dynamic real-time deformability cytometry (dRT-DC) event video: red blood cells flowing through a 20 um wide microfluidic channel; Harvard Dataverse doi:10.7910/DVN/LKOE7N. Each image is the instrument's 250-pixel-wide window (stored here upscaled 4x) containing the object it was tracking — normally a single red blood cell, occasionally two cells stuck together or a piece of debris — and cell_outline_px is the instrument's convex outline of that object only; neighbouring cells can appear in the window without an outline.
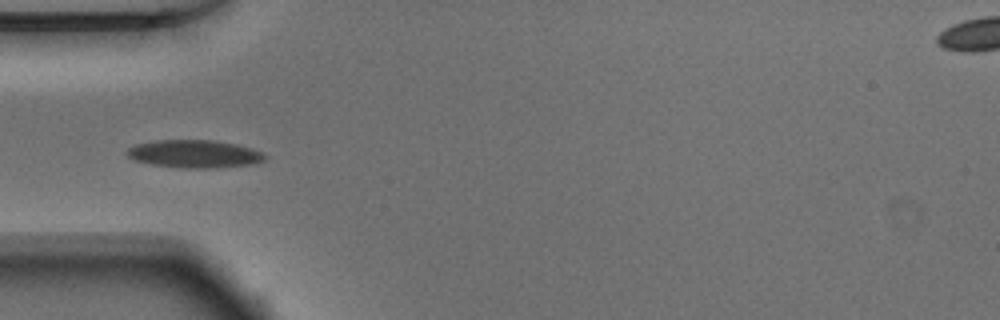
{"species": "Egyptian fruit bat (a non-hibernating species)", "species_latin": "Rousettus aegyptiacus", "temperature_condition": "warm", "stored_images_in_passage": 37, "camera_frame_rate_fps": 3000, "um_per_image_px": 0.085, "animal": {"sex": "male"}, "frame": {"image": 1, "passage_image": 1, "time_ms": 0.0, "image_size_px": [1000, 320], "cell_outline_px": [[268, 156], [264, 160], [252, 164], [216, 168], [180, 168], [152, 164], [132, 160], [124, 152], [128, 148], [136, 144], [156, 140], [212, 140], [236, 144], [252, 148]], "centroid_in_image_um": [16.5, 13.08], "position_along_channel_um": 68.5, "area_um2": 22.48}}
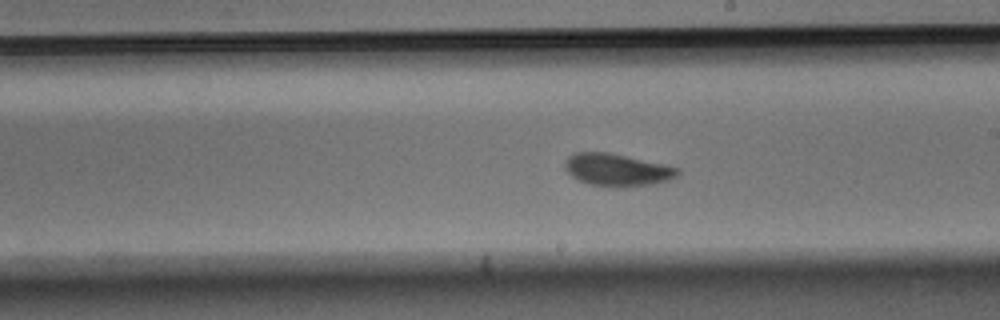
{"frame": {"image": 2, "passage_image": 14, "time_ms": 4.333, "image_size_px": [1000, 320], "cell_outline_px": [[680, 172], [676, 176], [668, 180], [652, 184], [620, 188], [612, 188], [588, 184], [572, 176], [564, 168], [564, 160], [572, 152], [608, 152], [664, 164], [680, 168]], "centroid_in_image_um": [52.42, 14.44], "position_along_channel_um": 236.6, "area_um2": 21.56}}
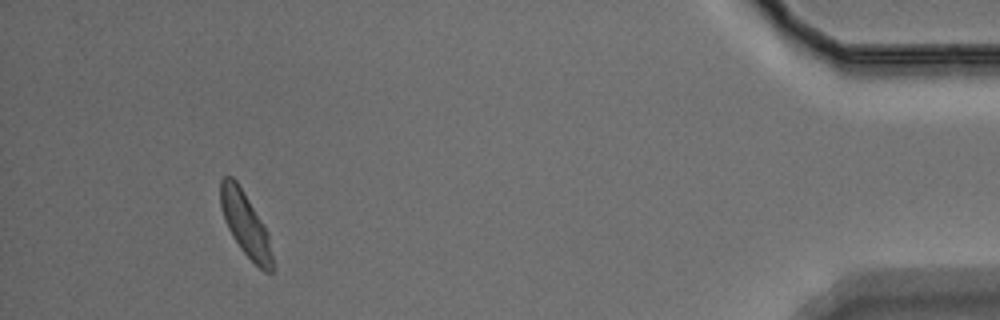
{"frame": {"image": 3, "passage_image": 33, "time_ms": 10.667, "image_size_px": [1000, 320], "cell_outline_px": [[272, 272], [264, 272], [240, 248], [232, 236], [224, 220], [220, 204], [220, 180], [224, 176], [232, 176], [236, 180], [264, 224], [268, 232], [272, 256]], "centroid_in_image_um": [20.84, 19.02], "position_along_channel_um": 414.4, "area_um2": 19.13}, "authors_computed_cell_mechanics": {"area_um2": 20.6346, "velocity_mm_per_s": 3.8557, "shape_relaxation_time_tau1_ms": 2.3933, "shape_relaxation_time_tau2_ms": 2.2869, "deformation_change_tau1": 0.1104, "deformation_change_tau2": 0.0639}}